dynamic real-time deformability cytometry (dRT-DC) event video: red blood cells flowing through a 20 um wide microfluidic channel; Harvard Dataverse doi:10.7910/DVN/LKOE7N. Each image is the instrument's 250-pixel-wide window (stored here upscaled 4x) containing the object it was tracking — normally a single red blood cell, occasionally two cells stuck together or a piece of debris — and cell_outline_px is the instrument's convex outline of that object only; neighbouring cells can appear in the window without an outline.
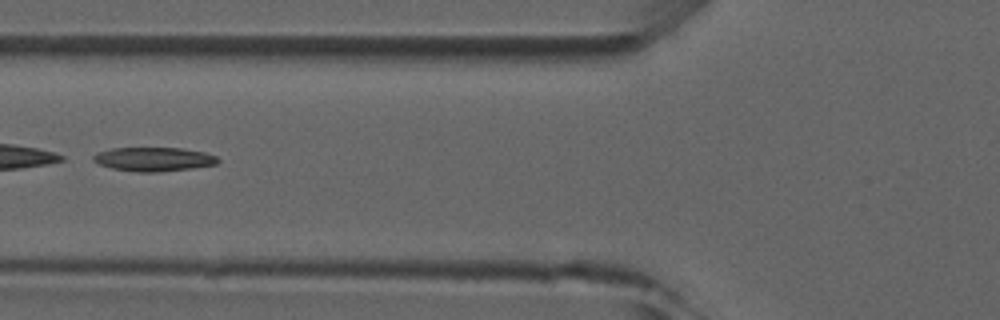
{"species": "common noctule bat (a hibernating species)", "species_latin": "Nyctalus noctula", "temperature_condition": "room temperature", "stored_images_in_passage": 7, "camera_frame_rate_fps": 3000, "um_per_image_px": 0.085, "animal": {"sex": "male", "forearm_length_mm": 52.5}, "frame": {"image": 1, "passage_image": 6, "time_ms": 5.667, "image_size_px": [1000, 320], "cell_outline_px": [[220, 160], [216, 164], [192, 168], [156, 172], [136, 172], [112, 168], [100, 164], [92, 160], [92, 156], [96, 152], [112, 148], [180, 148], [204, 152], [216, 156]], "centroid_in_image_um": [13.04, 13.53], "position_along_channel_um": 112.8, "area_um2": 17.34}}
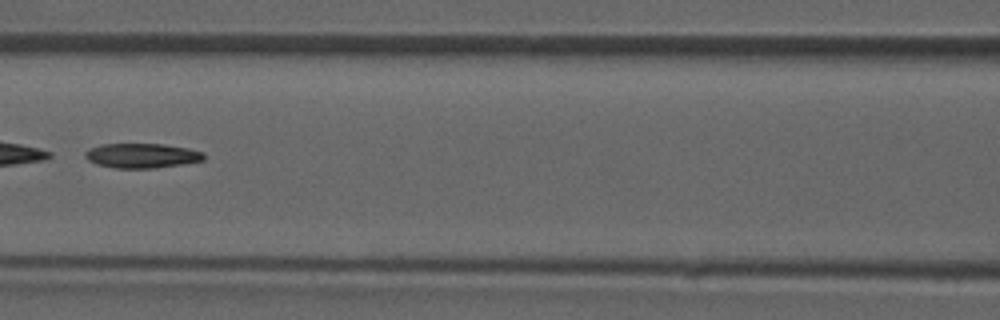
{"frame": {"image": 2, "passage_image": 7, "time_ms": 6.667, "image_size_px": [1000, 320], "cell_outline_px": [[204, 160], [184, 164], [156, 168], [116, 168], [96, 164], [88, 160], [84, 156], [84, 152], [88, 148], [100, 144], [164, 144], [188, 148], [204, 152]], "centroid_in_image_um": [12.04, 13.23], "position_along_channel_um": 154.6, "area_um2": 17.22}}